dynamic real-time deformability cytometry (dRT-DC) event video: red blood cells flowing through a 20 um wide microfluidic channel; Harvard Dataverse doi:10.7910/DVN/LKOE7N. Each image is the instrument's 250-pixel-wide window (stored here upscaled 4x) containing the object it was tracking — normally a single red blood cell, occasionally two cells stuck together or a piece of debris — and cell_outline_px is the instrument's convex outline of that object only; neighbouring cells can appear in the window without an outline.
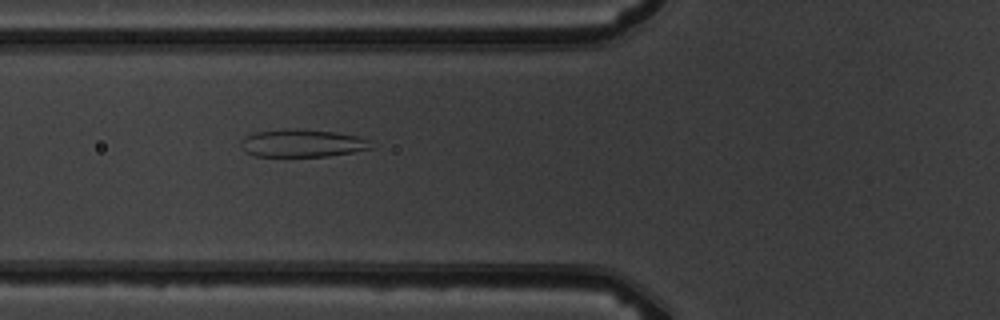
{"species": "common noctule bat (a hibernating species)", "species_latin": "Nyctalus noctula", "temperature_condition": "warm", "stored_images_in_passage": 3, "camera_frame_rate_fps": 3000, "um_per_image_px": 0.085, "animal": {"sex": "male", "body_mass_g": 19.5, "forearm_length_mm": 54.6}, "frame": {"image": 1, "passage_image": 3, "time_ms": 2.333, "image_size_px": [1000, 320], "cell_outline_px": [[372, 148], [352, 152], [328, 156], [252, 156], [244, 152], [240, 144], [240, 140], [244, 136], [256, 132], [288, 128], [296, 128], [332, 132], [356, 136], [368, 140]], "centroid_in_image_um": [25.6, 12.17], "position_along_channel_um": 100.2, "area_um2": 20.98}}